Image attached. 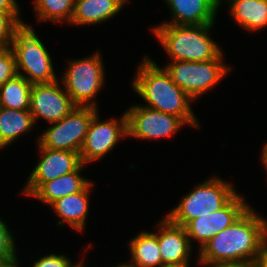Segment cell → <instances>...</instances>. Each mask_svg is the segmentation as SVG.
I'll use <instances>...</instances> for the list:
<instances>
[{"instance_id":"6da1fadb","label":"cell","mask_w":267,"mask_h":267,"mask_svg":"<svg viewBox=\"0 0 267 267\" xmlns=\"http://www.w3.org/2000/svg\"><path fill=\"white\" fill-rule=\"evenodd\" d=\"M266 245L267 220L250 206L232 225L199 250V263L202 266L216 262L253 264Z\"/></svg>"},{"instance_id":"7a4b0ae2","label":"cell","mask_w":267,"mask_h":267,"mask_svg":"<svg viewBox=\"0 0 267 267\" xmlns=\"http://www.w3.org/2000/svg\"><path fill=\"white\" fill-rule=\"evenodd\" d=\"M138 66L132 87L147 102L145 107L181 118L187 125L198 127L197 118L191 109L194 101L178 87L165 68L159 67L146 55Z\"/></svg>"},{"instance_id":"3957f363","label":"cell","mask_w":267,"mask_h":267,"mask_svg":"<svg viewBox=\"0 0 267 267\" xmlns=\"http://www.w3.org/2000/svg\"><path fill=\"white\" fill-rule=\"evenodd\" d=\"M213 26L160 24L152 30L172 61L199 62L214 60L222 52L210 38Z\"/></svg>"},{"instance_id":"277c9868","label":"cell","mask_w":267,"mask_h":267,"mask_svg":"<svg viewBox=\"0 0 267 267\" xmlns=\"http://www.w3.org/2000/svg\"><path fill=\"white\" fill-rule=\"evenodd\" d=\"M10 48L15 56L17 74L30 84L51 83L58 80L49 52L31 26L20 22L15 27ZM20 69L28 76L19 71Z\"/></svg>"},{"instance_id":"5b68a950","label":"cell","mask_w":267,"mask_h":267,"mask_svg":"<svg viewBox=\"0 0 267 267\" xmlns=\"http://www.w3.org/2000/svg\"><path fill=\"white\" fill-rule=\"evenodd\" d=\"M236 194L237 191L231 183L212 177L202 184L199 183L194 190L182 197L181 203L166 217L172 223L184 227L195 218L223 208Z\"/></svg>"},{"instance_id":"8992f818","label":"cell","mask_w":267,"mask_h":267,"mask_svg":"<svg viewBox=\"0 0 267 267\" xmlns=\"http://www.w3.org/2000/svg\"><path fill=\"white\" fill-rule=\"evenodd\" d=\"M100 58V52H96L87 58L69 61L61 77V85H64L76 106L97 108L93 99L105 81L103 61Z\"/></svg>"},{"instance_id":"52a82bcc","label":"cell","mask_w":267,"mask_h":267,"mask_svg":"<svg viewBox=\"0 0 267 267\" xmlns=\"http://www.w3.org/2000/svg\"><path fill=\"white\" fill-rule=\"evenodd\" d=\"M223 52L210 61H171L165 66L172 81L193 100L218 84L230 71L222 62Z\"/></svg>"},{"instance_id":"ba28073f","label":"cell","mask_w":267,"mask_h":267,"mask_svg":"<svg viewBox=\"0 0 267 267\" xmlns=\"http://www.w3.org/2000/svg\"><path fill=\"white\" fill-rule=\"evenodd\" d=\"M98 108L76 106L60 121L51 123V127L39 136L42 147L54 150L80 152L89 124Z\"/></svg>"},{"instance_id":"9c48e42d","label":"cell","mask_w":267,"mask_h":267,"mask_svg":"<svg viewBox=\"0 0 267 267\" xmlns=\"http://www.w3.org/2000/svg\"><path fill=\"white\" fill-rule=\"evenodd\" d=\"M128 137L127 116L124 112L121 119L115 118L100 122L98 112L93 116L84 143L79 152L81 163L102 159L111 151L121 138Z\"/></svg>"},{"instance_id":"30bf717a","label":"cell","mask_w":267,"mask_h":267,"mask_svg":"<svg viewBox=\"0 0 267 267\" xmlns=\"http://www.w3.org/2000/svg\"><path fill=\"white\" fill-rule=\"evenodd\" d=\"M128 137L158 139L169 137L186 123L171 114H166L142 105L132 106L125 112Z\"/></svg>"},{"instance_id":"8fae6325","label":"cell","mask_w":267,"mask_h":267,"mask_svg":"<svg viewBox=\"0 0 267 267\" xmlns=\"http://www.w3.org/2000/svg\"><path fill=\"white\" fill-rule=\"evenodd\" d=\"M250 206L238 193L221 209L189 221L185 226L189 237L199 242V250L215 235L232 225Z\"/></svg>"},{"instance_id":"7c38bea8","label":"cell","mask_w":267,"mask_h":267,"mask_svg":"<svg viewBox=\"0 0 267 267\" xmlns=\"http://www.w3.org/2000/svg\"><path fill=\"white\" fill-rule=\"evenodd\" d=\"M76 105L71 97L61 89L60 82L33 84L29 100V110L36 120L43 118L50 124L67 116Z\"/></svg>"},{"instance_id":"4fadbf2b","label":"cell","mask_w":267,"mask_h":267,"mask_svg":"<svg viewBox=\"0 0 267 267\" xmlns=\"http://www.w3.org/2000/svg\"><path fill=\"white\" fill-rule=\"evenodd\" d=\"M41 159L28 177L22 193L30 197L45 183L75 171L82 163L78 152L54 150L39 143Z\"/></svg>"},{"instance_id":"5bb4252c","label":"cell","mask_w":267,"mask_h":267,"mask_svg":"<svg viewBox=\"0 0 267 267\" xmlns=\"http://www.w3.org/2000/svg\"><path fill=\"white\" fill-rule=\"evenodd\" d=\"M157 240L163 263L189 262L192 245L183 226L172 223L167 217L158 223Z\"/></svg>"},{"instance_id":"9a60e30c","label":"cell","mask_w":267,"mask_h":267,"mask_svg":"<svg viewBox=\"0 0 267 267\" xmlns=\"http://www.w3.org/2000/svg\"><path fill=\"white\" fill-rule=\"evenodd\" d=\"M170 8L172 20L162 24H214L220 3L217 0H164Z\"/></svg>"},{"instance_id":"2e32d148","label":"cell","mask_w":267,"mask_h":267,"mask_svg":"<svg viewBox=\"0 0 267 267\" xmlns=\"http://www.w3.org/2000/svg\"><path fill=\"white\" fill-rule=\"evenodd\" d=\"M91 185H93L92 182L82 191L62 197L51 205V208L61 217L58 225L66 222L72 229L83 231L89 210V190L92 188Z\"/></svg>"},{"instance_id":"e0dca14e","label":"cell","mask_w":267,"mask_h":267,"mask_svg":"<svg viewBox=\"0 0 267 267\" xmlns=\"http://www.w3.org/2000/svg\"><path fill=\"white\" fill-rule=\"evenodd\" d=\"M128 0H75L70 23L99 24L113 18Z\"/></svg>"},{"instance_id":"ac0fdd59","label":"cell","mask_w":267,"mask_h":267,"mask_svg":"<svg viewBox=\"0 0 267 267\" xmlns=\"http://www.w3.org/2000/svg\"><path fill=\"white\" fill-rule=\"evenodd\" d=\"M85 166L81 164L75 171L45 182L31 197L51 206L62 197L82 191L90 183V180L80 176Z\"/></svg>"},{"instance_id":"d6986e66","label":"cell","mask_w":267,"mask_h":267,"mask_svg":"<svg viewBox=\"0 0 267 267\" xmlns=\"http://www.w3.org/2000/svg\"><path fill=\"white\" fill-rule=\"evenodd\" d=\"M226 1L230 3V13L234 20L243 29L251 32L267 27V3L265 0Z\"/></svg>"},{"instance_id":"ffe728a7","label":"cell","mask_w":267,"mask_h":267,"mask_svg":"<svg viewBox=\"0 0 267 267\" xmlns=\"http://www.w3.org/2000/svg\"><path fill=\"white\" fill-rule=\"evenodd\" d=\"M129 250L132 256L128 267H160L162 258L157 240V233L140 232L129 243Z\"/></svg>"},{"instance_id":"44dd1931","label":"cell","mask_w":267,"mask_h":267,"mask_svg":"<svg viewBox=\"0 0 267 267\" xmlns=\"http://www.w3.org/2000/svg\"><path fill=\"white\" fill-rule=\"evenodd\" d=\"M35 121L30 110L0 108V148L10 146L23 133L29 132Z\"/></svg>"},{"instance_id":"7402d4cb","label":"cell","mask_w":267,"mask_h":267,"mask_svg":"<svg viewBox=\"0 0 267 267\" xmlns=\"http://www.w3.org/2000/svg\"><path fill=\"white\" fill-rule=\"evenodd\" d=\"M30 84L24 77L16 75L0 87V105L8 109L29 110Z\"/></svg>"},{"instance_id":"603a6c76","label":"cell","mask_w":267,"mask_h":267,"mask_svg":"<svg viewBox=\"0 0 267 267\" xmlns=\"http://www.w3.org/2000/svg\"><path fill=\"white\" fill-rule=\"evenodd\" d=\"M35 11L41 21H68L70 23L75 0H34Z\"/></svg>"},{"instance_id":"cb8c5ba5","label":"cell","mask_w":267,"mask_h":267,"mask_svg":"<svg viewBox=\"0 0 267 267\" xmlns=\"http://www.w3.org/2000/svg\"><path fill=\"white\" fill-rule=\"evenodd\" d=\"M19 12H0V49L10 47L15 27L22 22Z\"/></svg>"},{"instance_id":"d4e9b609","label":"cell","mask_w":267,"mask_h":267,"mask_svg":"<svg viewBox=\"0 0 267 267\" xmlns=\"http://www.w3.org/2000/svg\"><path fill=\"white\" fill-rule=\"evenodd\" d=\"M17 74L15 56L10 47L0 49V87Z\"/></svg>"},{"instance_id":"484cf974","label":"cell","mask_w":267,"mask_h":267,"mask_svg":"<svg viewBox=\"0 0 267 267\" xmlns=\"http://www.w3.org/2000/svg\"><path fill=\"white\" fill-rule=\"evenodd\" d=\"M14 243V238L6 222L0 219V257L3 260H18Z\"/></svg>"},{"instance_id":"4316f807","label":"cell","mask_w":267,"mask_h":267,"mask_svg":"<svg viewBox=\"0 0 267 267\" xmlns=\"http://www.w3.org/2000/svg\"><path fill=\"white\" fill-rule=\"evenodd\" d=\"M72 261L66 256L60 254H50L43 256L34 262L33 267H81V263L72 264Z\"/></svg>"},{"instance_id":"83f0119b","label":"cell","mask_w":267,"mask_h":267,"mask_svg":"<svg viewBox=\"0 0 267 267\" xmlns=\"http://www.w3.org/2000/svg\"><path fill=\"white\" fill-rule=\"evenodd\" d=\"M16 0H0V12H19Z\"/></svg>"},{"instance_id":"f1b7e54d","label":"cell","mask_w":267,"mask_h":267,"mask_svg":"<svg viewBox=\"0 0 267 267\" xmlns=\"http://www.w3.org/2000/svg\"><path fill=\"white\" fill-rule=\"evenodd\" d=\"M252 264L247 262H216L207 267H251Z\"/></svg>"},{"instance_id":"f546056e","label":"cell","mask_w":267,"mask_h":267,"mask_svg":"<svg viewBox=\"0 0 267 267\" xmlns=\"http://www.w3.org/2000/svg\"><path fill=\"white\" fill-rule=\"evenodd\" d=\"M253 267H267V245L262 249L260 255L252 264Z\"/></svg>"},{"instance_id":"4dcf8cb0","label":"cell","mask_w":267,"mask_h":267,"mask_svg":"<svg viewBox=\"0 0 267 267\" xmlns=\"http://www.w3.org/2000/svg\"><path fill=\"white\" fill-rule=\"evenodd\" d=\"M18 260H3L0 263V267H18L19 265Z\"/></svg>"},{"instance_id":"1f68e13d","label":"cell","mask_w":267,"mask_h":267,"mask_svg":"<svg viewBox=\"0 0 267 267\" xmlns=\"http://www.w3.org/2000/svg\"><path fill=\"white\" fill-rule=\"evenodd\" d=\"M160 267H189V262L163 263Z\"/></svg>"},{"instance_id":"d6a6232c","label":"cell","mask_w":267,"mask_h":267,"mask_svg":"<svg viewBox=\"0 0 267 267\" xmlns=\"http://www.w3.org/2000/svg\"><path fill=\"white\" fill-rule=\"evenodd\" d=\"M262 164L264 165V169H266L267 172V143L264 145L262 150Z\"/></svg>"},{"instance_id":"836d02e7","label":"cell","mask_w":267,"mask_h":267,"mask_svg":"<svg viewBox=\"0 0 267 267\" xmlns=\"http://www.w3.org/2000/svg\"><path fill=\"white\" fill-rule=\"evenodd\" d=\"M84 262L82 261V264H81V267H84V264H83ZM116 267H128V265L125 263H123V264H119V265H116Z\"/></svg>"}]
</instances>
